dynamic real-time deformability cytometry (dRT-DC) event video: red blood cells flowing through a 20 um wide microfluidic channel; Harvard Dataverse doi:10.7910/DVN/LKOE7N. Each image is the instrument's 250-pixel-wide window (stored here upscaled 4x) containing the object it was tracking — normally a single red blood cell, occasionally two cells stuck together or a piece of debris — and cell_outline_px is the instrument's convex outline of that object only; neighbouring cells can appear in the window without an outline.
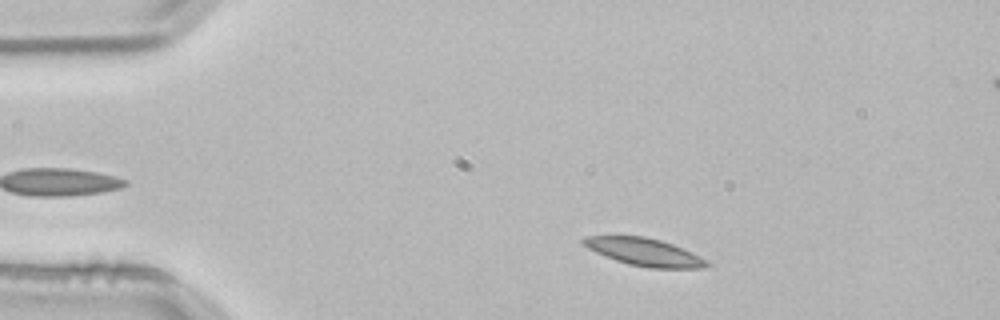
{"species": "common noctule bat (a hibernating species)", "species_latin": "Nyctalus noctula", "temperature_condition": "room temperature", "stored_images_in_passage": 3, "segment_of_instrument_passage": [1, 2], "camera_frame_rate_fps": 3000, "um_per_image_px": 0.085, "animal": {"sex": "male", "body_mass_g": 21.5, "forearm_length_mm": 52.0}, "frame": {"image": 1, "passage_image": 1, "time_ms": 0.0, "image_size_px": [1000, 320], "cell_outline_px": [[712, 264], [704, 268], [648, 268], [628, 264], [604, 256], [588, 248], [580, 240], [584, 236], [644, 236], [660, 240], [672, 244], [700, 256]], "centroid_in_image_um": [54.77, 21.43], "position_along_channel_um": 30.2, "area_um2": 19.77}}